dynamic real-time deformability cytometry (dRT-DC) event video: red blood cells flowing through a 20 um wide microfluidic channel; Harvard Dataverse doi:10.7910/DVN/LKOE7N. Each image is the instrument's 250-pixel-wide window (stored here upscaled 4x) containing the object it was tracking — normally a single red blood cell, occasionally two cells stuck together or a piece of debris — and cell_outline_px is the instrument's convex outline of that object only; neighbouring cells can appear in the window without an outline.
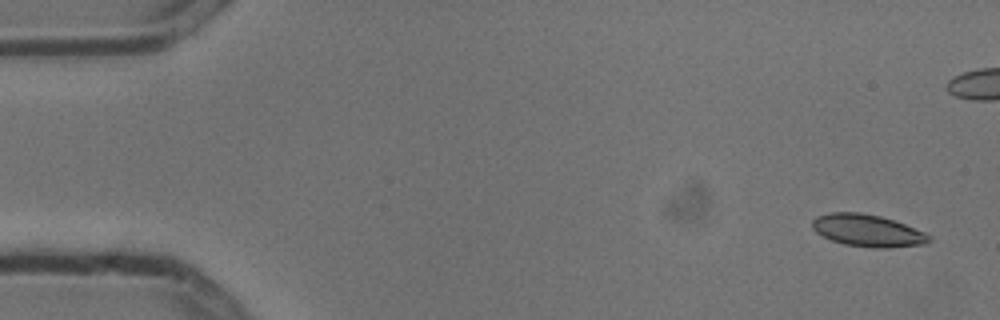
{"species": "common noctule bat (a hibernating species)", "species_latin": "Nyctalus noctula", "temperature_condition": "cold", "stored_images_in_passage": 6, "camera_frame_rate_fps": 3000, "um_per_image_px": 0.085, "animal": {"sex": "male", "body_mass_g": 13.3}, "frame": {"image": 1, "passage_image": 1, "time_ms": 0.0, "image_size_px": [1000, 320], "cell_outline_px": [[932, 240], [924, 244], [888, 248], [876, 248], [844, 244], [832, 240], [816, 232], [812, 228], [812, 220], [816, 216], [828, 212], [860, 212], [880, 216], [904, 224], [924, 232], [932, 236]], "centroid_in_image_um": [73.74, 19.59], "position_along_channel_um": 11.3, "area_um2": 21.85}}